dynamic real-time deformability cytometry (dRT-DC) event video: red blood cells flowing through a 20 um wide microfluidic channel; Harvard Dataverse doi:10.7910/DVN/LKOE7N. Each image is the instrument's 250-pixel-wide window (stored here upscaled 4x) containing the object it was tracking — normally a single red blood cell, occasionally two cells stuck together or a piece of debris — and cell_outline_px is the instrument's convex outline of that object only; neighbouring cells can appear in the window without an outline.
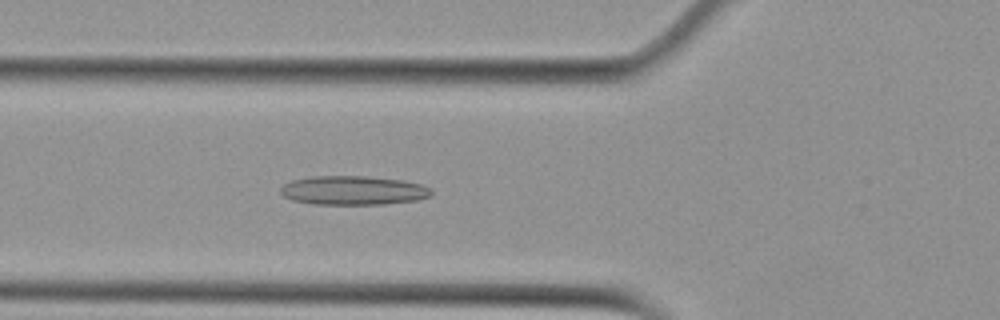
{"species": "Egyptian fruit bat (a non-hibernating species)", "species_latin": "Rousettus aegyptiacus", "temperature_condition": "cold", "stored_images_in_passage": 54, "camera_frame_rate_fps": 3000, "um_per_image_px": 0.085, "animal": {"sex": "female"}, "frame": {"image": 1, "passage_image": 20, "time_ms": 6.333, "image_size_px": [1000, 320], "cell_outline_px": [[432, 196], [416, 200], [384, 204], [312, 204], [292, 200], [284, 196], [280, 192], [280, 188], [284, 184], [292, 180], [312, 176], [368, 176], [404, 180], [420, 184], [428, 188], [432, 192]], "centroid_in_image_um": [30.01, 16.18], "position_along_channel_um": 95.8, "area_um2": 25.55}}
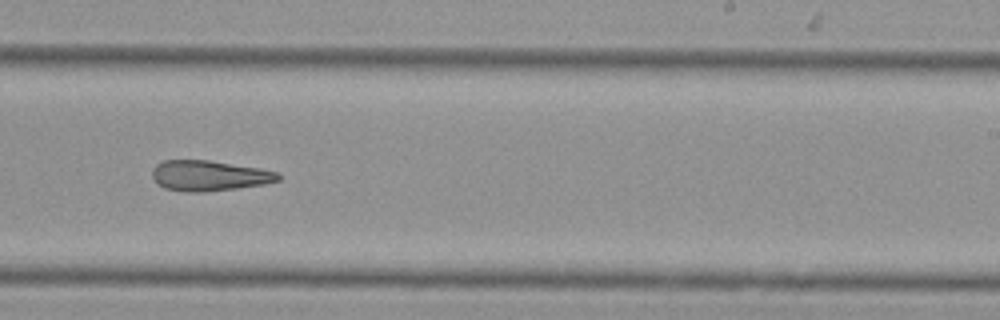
{"frame": {"image": 2, "passage_image": 34, "time_ms": 11.0, "image_size_px": [1000, 320], "cell_outline_px": [[280, 180], [264, 184], [236, 188], [204, 192], [188, 192], [164, 188], [152, 176], [152, 168], [156, 164], [164, 160], [208, 160], [260, 168], [280, 172]], "centroid_in_image_um": [17.8, 14.92], "position_along_channel_um": 271.2, "area_um2": 22.31}}
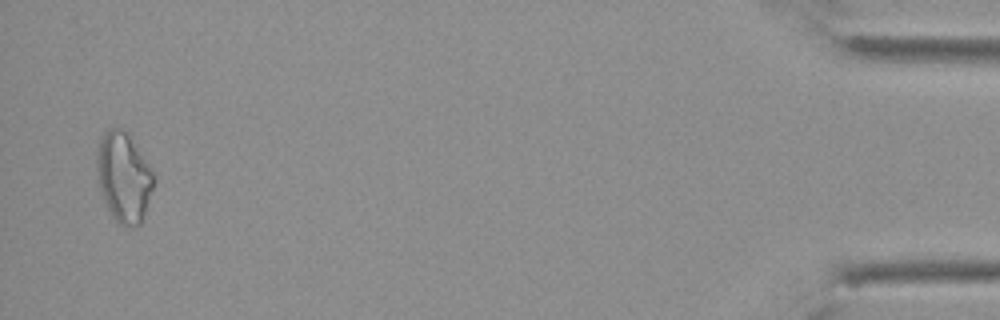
{"frame": {"image": 3, "passage_image": 53, "time_ms": 17.333, "image_size_px": [1000, 320], "cell_outline_px": [[156, 180], [140, 224], [128, 228], [124, 228], [116, 224], [100, 192], [96, 164], [96, 156], [100, 140], [104, 132], [108, 128], [124, 128], [148, 164]], "centroid_in_image_um": [10.5, 15.09], "position_along_channel_um": 424.7, "area_um2": 29.77}, "authors_computed_cell_mechanics": {"area_um2": 25.2586, "velocity_mm_per_s": 3.7593, "shape_relaxation_time_tau1_ms": null, "shape_relaxation_time_tau2_ms": 5.0085, "deformation_change_tau1": null, "deformation_change_tau2": 0.1699}}